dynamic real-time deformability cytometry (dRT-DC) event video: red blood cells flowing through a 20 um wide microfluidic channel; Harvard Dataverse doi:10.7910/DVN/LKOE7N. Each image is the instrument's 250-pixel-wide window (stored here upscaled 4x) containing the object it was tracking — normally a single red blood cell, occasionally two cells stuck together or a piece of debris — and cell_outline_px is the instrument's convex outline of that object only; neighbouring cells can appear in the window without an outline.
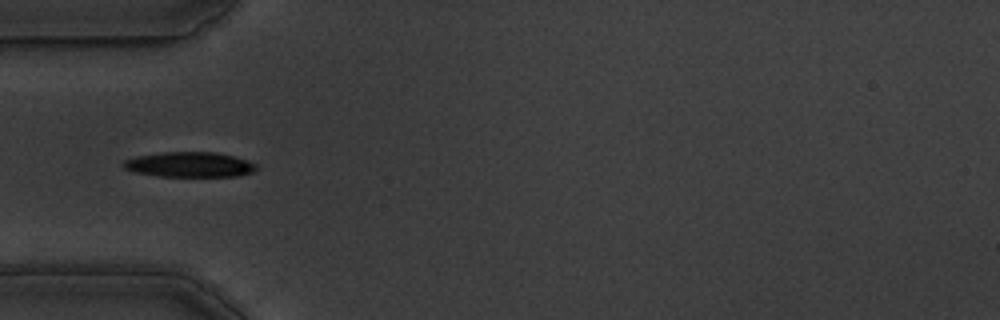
{"species": "common noctule bat (a hibernating species)", "species_latin": "Nyctalus noctula", "temperature_condition": "warm", "stored_images_in_passage": 41, "camera_frame_rate_fps": 3000, "um_per_image_px": 0.085, "animal": {"sex": "male", "body_mass_g": 19.5, "forearm_length_mm": 54.6}, "frame": {"image": 1, "passage_image": 2, "time_ms": 0.333, "image_size_px": [1000, 320], "cell_outline_px": [[256, 168], [252, 172], [236, 176], [160, 176], [136, 172], [124, 168], [120, 164], [124, 160], [136, 156], [164, 152], [216, 152], [248, 160], [256, 164]], "centroid_in_image_um": [16.09, 13.98], "position_along_channel_um": 68.9, "area_um2": 19.31}}
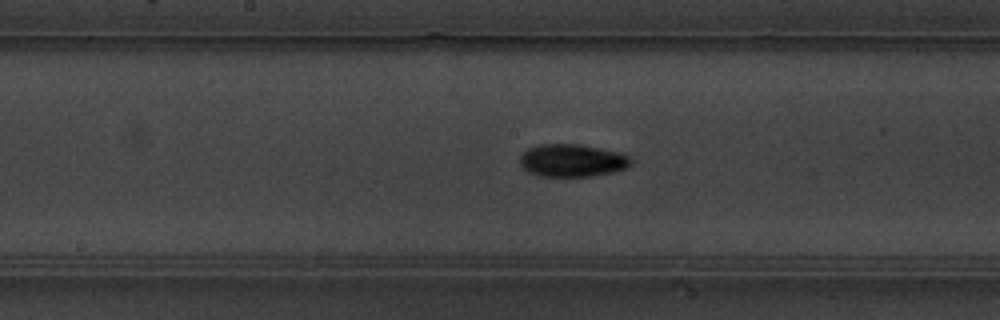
{"frame": {"image": 2, "passage_image": 13, "time_ms": 4.0, "image_size_px": [1000, 320], "cell_outline_px": [[632, 164], [624, 168], [612, 172], [592, 176], [540, 176], [528, 172], [520, 164], [520, 156], [528, 148], [540, 144], [580, 144], [620, 152], [632, 156]], "centroid_in_image_um": [48.66, 13.63], "position_along_channel_um": 199.5, "area_um2": 21.21}}
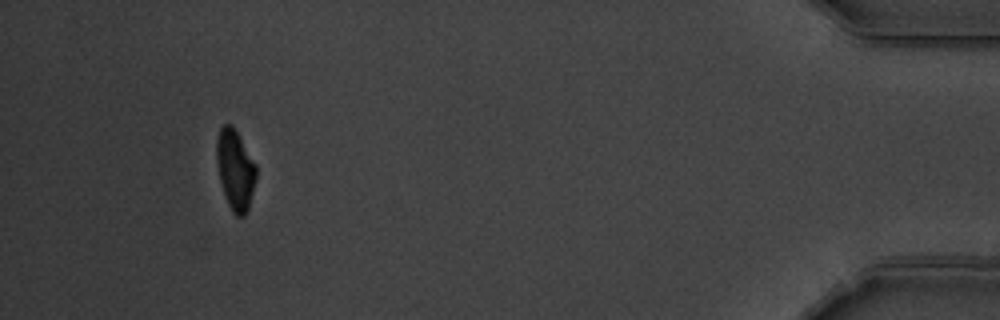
{"frame": {"image": 3, "passage_image": 37, "time_ms": 12.0, "image_size_px": [1000, 320], "cell_outline_px": [[256, 180], [248, 208], [244, 216], [236, 216], [232, 212], [228, 204], [220, 180], [216, 160], [216, 140], [220, 128], [224, 124], [232, 124], [256, 164]], "centroid_in_image_um": [19.99, 14.41], "position_along_channel_um": 415.2, "area_um2": 18.38}, "authors_computed_cell_mechanics": {"area_um2": 19.8832, "velocity_mm_per_s": 3.5588, "shape_relaxation_time_tau1_ms": 3.572, "shape_relaxation_time_tau2_ms": 3.8519, "deformation_change_tau1": 0.1638, "deformation_change_tau2": 0.0739}}